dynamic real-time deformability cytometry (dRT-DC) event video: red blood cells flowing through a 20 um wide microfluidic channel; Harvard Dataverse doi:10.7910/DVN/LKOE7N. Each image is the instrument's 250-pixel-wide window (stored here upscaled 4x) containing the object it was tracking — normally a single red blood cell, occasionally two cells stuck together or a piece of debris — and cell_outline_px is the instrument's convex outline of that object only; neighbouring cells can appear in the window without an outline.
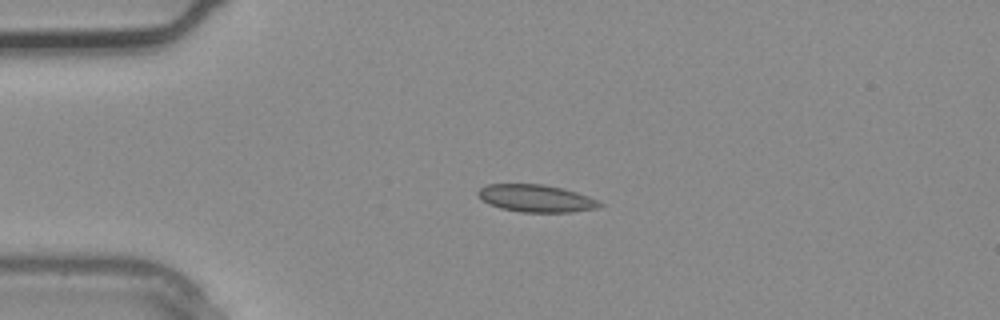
{"species": "common noctule bat (a hibernating species)", "species_latin": "Nyctalus noctula", "temperature_condition": "warm", "stored_images_in_passage": 1, "camera_frame_rate_fps": 3000, "um_per_image_px": 0.085, "animal": {"sex": "male", "body_mass_g": 20.4}, "frame": {"image": 1, "passage_image": 1, "time_ms": 0.0, "image_size_px": [1000, 320], "cell_outline_px": [[604, 204], [596, 208], [572, 212], [520, 212], [500, 208], [488, 204], [476, 192], [480, 188], [488, 184], [544, 184], [564, 188], [588, 196]], "centroid_in_image_um": [45.56, 16.86], "position_along_channel_um": 39.4, "area_um2": 19.36}}